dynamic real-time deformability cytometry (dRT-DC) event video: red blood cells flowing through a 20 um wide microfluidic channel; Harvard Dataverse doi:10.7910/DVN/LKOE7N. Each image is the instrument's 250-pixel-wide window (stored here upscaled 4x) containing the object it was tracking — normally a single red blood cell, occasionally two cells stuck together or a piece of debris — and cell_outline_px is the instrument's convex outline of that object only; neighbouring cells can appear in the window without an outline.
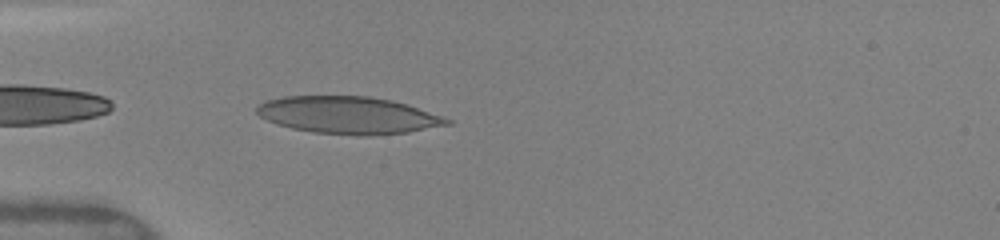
{"species": "human", "species_latin": "Homo sapiens", "temperature_condition": "warm", "stored_images_in_passage": 35, "camera_frame_rate_fps": 3000, "um_per_image_px": 0.085, "donor": {"sex": "female"}, "frame": {"image": 1, "passage_image": 1, "time_ms": 0.0, "image_size_px": [1000, 240], "cell_outline_px": [[452, 124], [408, 132], [368, 136], [356, 136], [312, 132], [292, 128], [276, 124], [260, 116], [256, 112], [256, 108], [264, 100], [284, 96], [368, 96], [392, 100], [444, 116], [452, 120]], "centroid_in_image_um": [29.61, 9.79], "position_along_channel_um": 55.4, "area_um2": 41.5}}
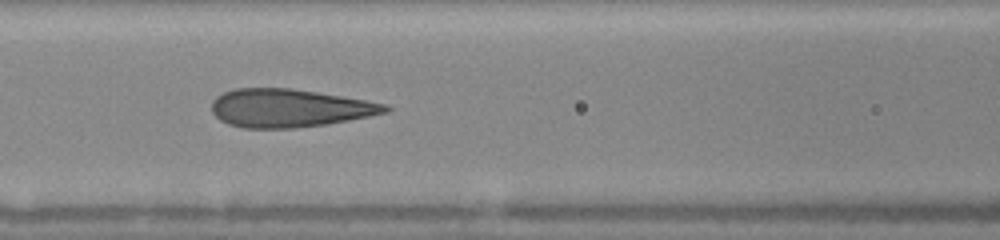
{"frame": {"image": 2, "passage_image": 8, "time_ms": 2.333, "image_size_px": [1000, 240], "cell_outline_px": [[392, 108], [388, 112], [348, 120], [324, 124], [292, 128], [244, 128], [228, 124], [220, 120], [212, 112], [212, 100], [216, 96], [224, 92], [236, 88], [292, 88], [388, 104]], "centroid_in_image_um": [24.56, 9.18], "position_along_channel_um": 142.0, "area_um2": 38.38}}
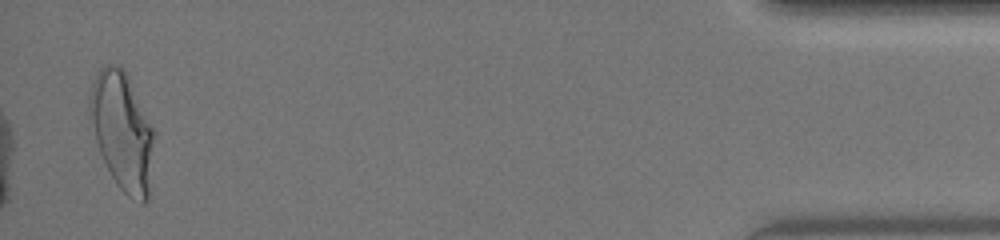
{"frame": {"image": 3, "passage_image": 34, "time_ms": 11.0, "image_size_px": [1000, 240], "cell_outline_px": [[156, 132], [148, 200], [144, 204], [140, 204], [132, 200], [116, 184], [100, 152], [88, 108], [92, 84], [96, 72], [104, 64], [116, 64], [124, 68]], "centroid_in_image_um": [10.43, 11.15], "position_along_channel_um": 424.8, "area_um2": 44.45}, "authors_computed_cell_mechanics": {"area_um2": 38.6682, "velocity_mm_per_s": 4.1218, "shape_relaxation_time_tau1_ms": 4.9322, "shape_relaxation_time_tau2_ms": null, "deformation_change_tau1": 0.2114, "deformation_change_tau2": null}}